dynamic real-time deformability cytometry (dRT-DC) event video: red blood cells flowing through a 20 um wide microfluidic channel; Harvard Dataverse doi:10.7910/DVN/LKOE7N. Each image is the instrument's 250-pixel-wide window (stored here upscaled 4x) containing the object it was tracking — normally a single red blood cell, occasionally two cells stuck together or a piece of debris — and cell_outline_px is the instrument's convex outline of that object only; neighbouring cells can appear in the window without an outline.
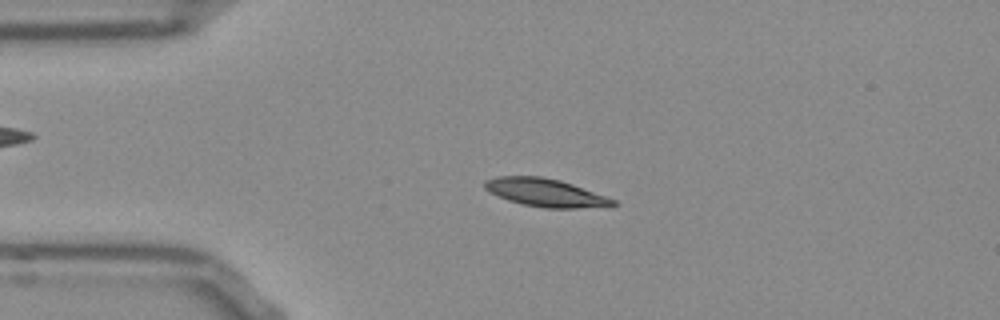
{"species": "Egyptian fruit bat (a non-hibernating species)", "species_latin": "Rousettus aegyptiacus", "temperature_condition": "room temperature", "stored_images_in_passage": 52, "camera_frame_rate_fps": 3000, "um_per_image_px": 0.085, "frame": {"image": 1, "passage_image": 11, "time_ms": 3.333, "image_size_px": [1000, 320], "cell_outline_px": [[620, 204], [612, 208], [544, 208], [524, 204], [508, 200], [484, 188], [484, 180], [496, 176], [540, 176], [560, 180], [572, 184], [616, 200]], "centroid_in_image_um": [46.46, 16.39], "position_along_channel_um": 38.5, "area_um2": 21.1}}
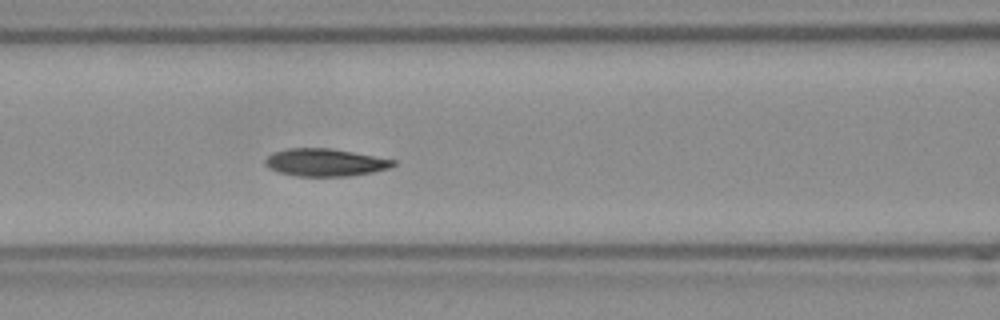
{"frame": {"image": 2, "passage_image": 21, "time_ms": 6.667, "image_size_px": [1000, 320], "cell_outline_px": [[396, 164], [388, 168], [372, 172], [348, 176], [296, 176], [280, 172], [268, 168], [264, 164], [264, 160], [272, 152], [288, 148], [328, 148], [352, 152], [396, 160]], "centroid_in_image_um": [27.59, 13.8], "position_along_channel_um": 139.0, "area_um2": 20.46}}
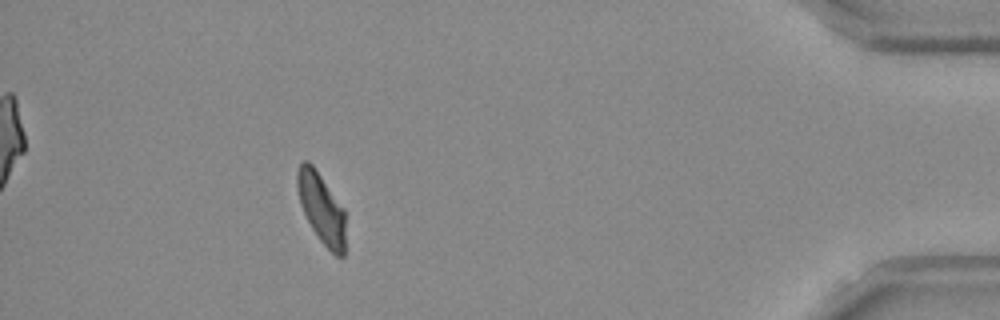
{"frame": {"image": 3, "passage_image": 47, "time_ms": 15.333, "image_size_px": [1000, 320], "cell_outline_px": [[344, 256], [336, 256], [320, 240], [312, 228], [300, 204], [296, 184], [296, 172], [300, 164], [304, 160], [308, 160], [312, 164], [344, 208]], "centroid_in_image_um": [27.3, 17.66], "position_along_channel_um": 407.9, "area_um2": 19.48}, "authors_computed_cell_mechanics": {"area_um2": 20.3456, "velocity_mm_per_s": 3.7743, "shape_relaxation_time_tau1_ms": 2.5914, "shape_relaxation_time_tau2_ms": 2.4923, "deformation_change_tau1": 0.1272, "deformation_change_tau2": 0.0696}}